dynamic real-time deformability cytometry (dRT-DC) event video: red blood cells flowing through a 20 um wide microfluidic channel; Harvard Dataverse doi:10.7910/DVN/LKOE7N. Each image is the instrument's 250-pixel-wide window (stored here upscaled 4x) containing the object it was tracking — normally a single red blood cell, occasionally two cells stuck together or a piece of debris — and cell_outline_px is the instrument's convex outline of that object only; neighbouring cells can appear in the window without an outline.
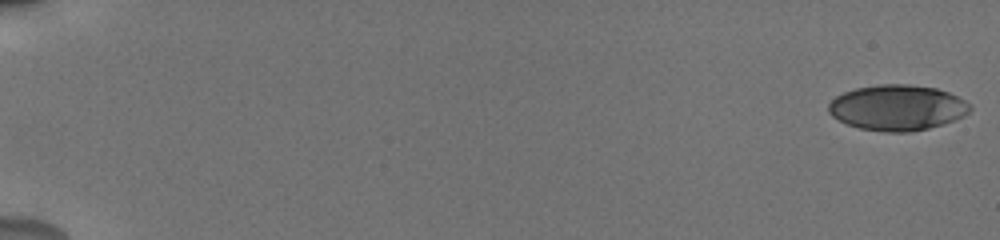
{"species": "human", "species_latin": "Homo sapiens", "temperature_condition": "cold", "stored_images_in_passage": 56, "camera_frame_rate_fps": 3000, "um_per_image_px": 0.085, "donor": {"sex": "male"}, "frame": {"image": 1, "passage_image": 1, "time_ms": 0.0, "image_size_px": [1000, 240], "cell_outline_px": [[972, 108], [964, 116], [944, 124], [912, 132], [884, 132], [860, 128], [848, 124], [832, 116], [828, 112], [828, 104], [836, 96], [844, 92], [856, 88], [880, 84], [908, 84], [936, 88], [948, 92], [964, 100]], "centroid_in_image_um": [76.27, 9.15], "position_along_channel_um": 8.7, "area_um2": 37.51}}
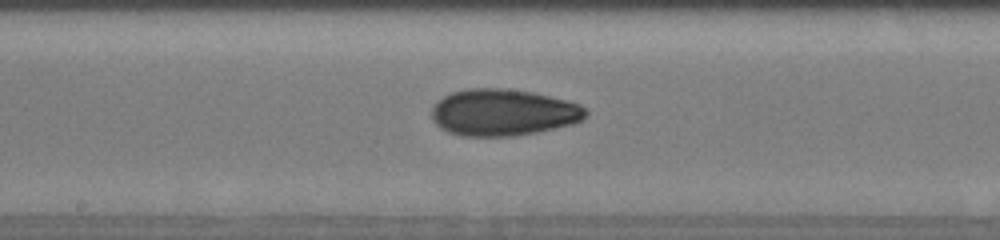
{"frame": {"image": 2, "passage_image": 32, "time_ms": 10.333, "image_size_px": [1000, 240], "cell_outline_px": [[588, 112], [584, 120], [572, 124], [536, 132], [516, 136], [460, 136], [448, 132], [440, 128], [432, 120], [432, 108], [444, 96], [452, 92], [468, 88], [504, 88], [532, 92], [580, 104], [588, 108]], "centroid_in_image_um": [42.78, 9.56], "position_along_channel_um": 205.4, "area_um2": 42.02}}
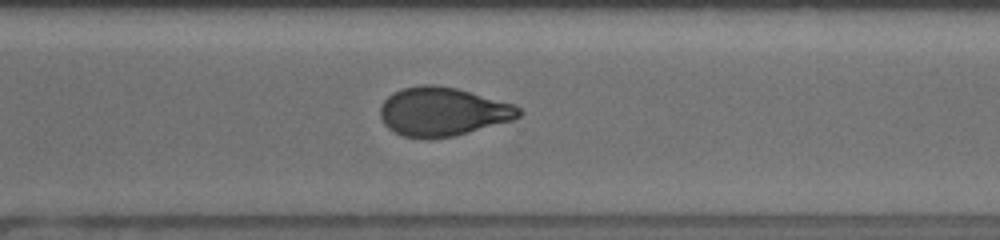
{"frame": {"image": 3, "passage_image": 42, "time_ms": 13.667, "image_size_px": [1000, 240], "cell_outline_px": [[524, 112], [520, 116], [512, 120], [468, 132], [452, 136], [404, 136], [388, 128], [384, 124], [380, 116], [380, 108], [384, 100], [388, 96], [404, 88], [424, 84], [436, 84], [456, 88], [516, 104]], "centroid_in_image_um": [37.67, 9.45], "position_along_channel_um": 332.9, "area_um2": 38.73}, "authors_computed_cell_mechanics": {"area_um2": 38.9861, "velocity_mm_per_s": 3.8393, "shape_relaxation_time_tau1_ms": 5.4265, "shape_relaxation_time_tau2_ms": 2.5535, "deformation_change_tau1": 0.1644, "deformation_change_tau2": 0.0809}}